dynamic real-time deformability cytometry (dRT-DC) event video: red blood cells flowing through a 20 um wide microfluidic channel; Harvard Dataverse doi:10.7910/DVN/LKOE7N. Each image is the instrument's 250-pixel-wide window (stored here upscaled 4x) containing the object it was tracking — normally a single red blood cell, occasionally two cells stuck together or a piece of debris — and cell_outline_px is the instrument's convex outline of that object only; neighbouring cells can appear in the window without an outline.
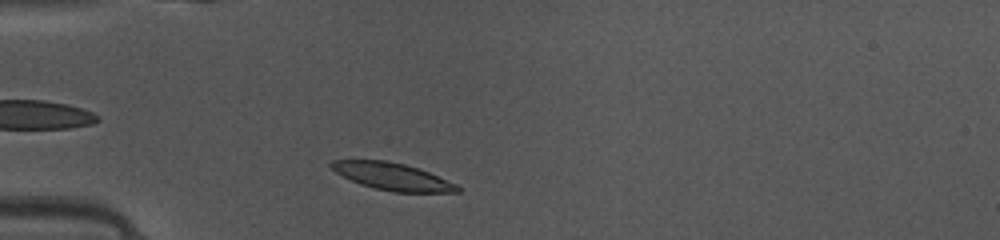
{"species": "common noctule bat (a hibernating species)", "species_latin": "Nyctalus noctula", "temperature_condition": "warm", "stored_images_in_passage": 38, "camera_frame_rate_fps": 3000, "um_per_image_px": 0.085, "animal": {"sex": "female", "body_mass_g": 10.0, "forearm_length_mm": 53.1}, "frame": {"image": 1, "passage_image": 6, "time_ms": 1.667, "image_size_px": [1000, 240], "cell_outline_px": [[460, 192], [392, 192], [360, 184], [336, 172], [328, 164], [332, 160], [388, 160], [404, 164], [428, 172], [456, 184], [460, 188]], "centroid_in_image_um": [33.34, 15.0], "position_along_channel_um": 51.7, "area_um2": 19.71}}
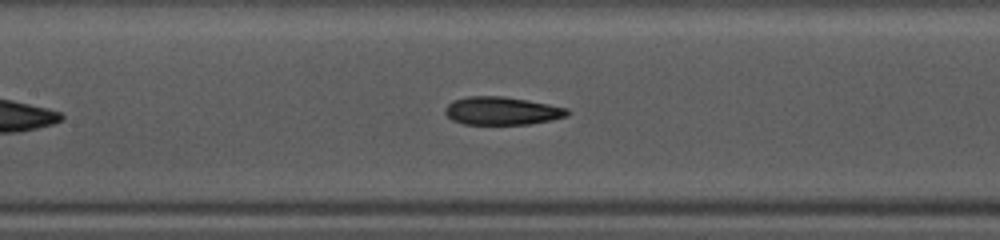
{"frame": {"image": 2, "passage_image": 15, "time_ms": 4.667, "image_size_px": [1000, 240], "cell_outline_px": [[572, 112], [568, 116], [552, 120], [528, 124], [464, 124], [452, 120], [444, 112], [444, 108], [452, 100], [468, 96], [504, 96], [528, 100], [568, 108]], "centroid_in_image_um": [42.68, 9.42], "position_along_channel_um": 164.7, "area_um2": 20.17}}
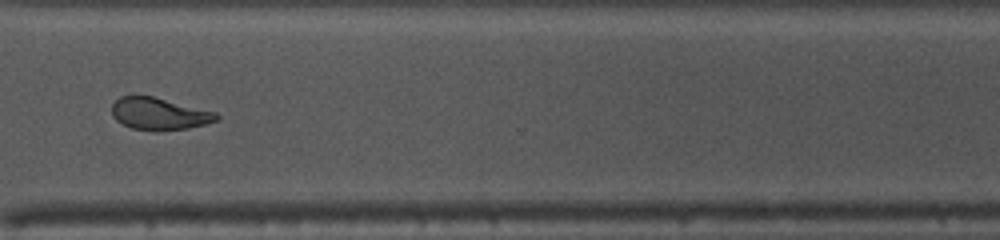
{"frame": {"image": 3, "passage_image": 29, "time_ms": 9.333, "image_size_px": [1000, 240], "cell_outline_px": [[220, 116], [216, 120], [204, 124], [188, 128], [160, 132], [132, 128], [116, 120], [112, 116], [112, 104], [120, 96], [152, 96], [216, 112]], "centroid_in_image_um": [13.52, 9.68], "position_along_channel_um": 357.1, "area_um2": 19.54}, "authors_computed_cell_mechanics": {"area_um2": 20.2878, "velocity_mm_per_s": 4.1267, "shape_relaxation_time_tau1_ms": 2.8628, "shape_relaxation_time_tau2_ms": 3.1892, "deformation_change_tau1": 0.1488, "deformation_change_tau2": 0.0607}}